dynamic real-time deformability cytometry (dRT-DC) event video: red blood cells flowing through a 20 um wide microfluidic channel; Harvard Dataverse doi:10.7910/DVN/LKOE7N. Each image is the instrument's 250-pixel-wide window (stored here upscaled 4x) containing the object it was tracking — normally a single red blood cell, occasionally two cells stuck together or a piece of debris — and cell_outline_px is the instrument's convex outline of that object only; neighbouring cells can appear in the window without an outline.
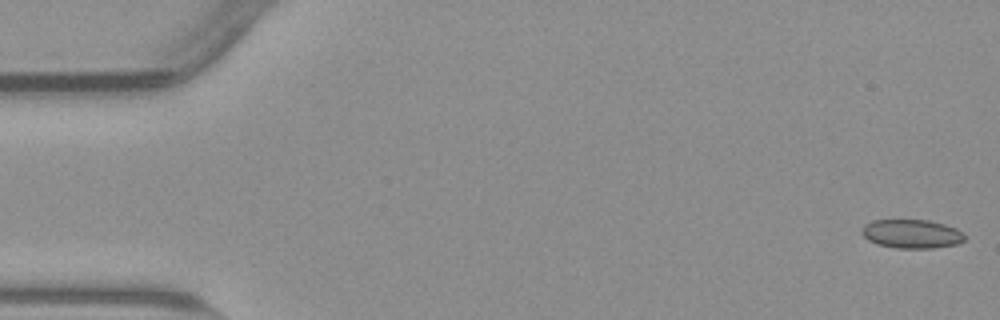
{"species": "common noctule bat (a hibernating species)", "species_latin": "Nyctalus noctula", "temperature_condition": "warm", "stored_images_in_passage": 54, "camera_frame_rate_fps": 3000, "um_per_image_px": 0.085, "animal": {"sex": "male", "body_mass_g": 23.1, "forearm_length_mm": 52.7}, "frame": {"image": 1, "passage_image": 1, "time_ms": 0.0, "image_size_px": [1000, 320], "cell_outline_px": [[964, 240], [956, 244], [932, 248], [896, 248], [876, 244], [868, 240], [860, 232], [864, 224], [872, 220], [928, 220], [944, 224], [956, 228], [964, 236]], "centroid_in_image_um": [77.44, 19.87], "position_along_channel_um": 7.6, "area_um2": 17.22}}
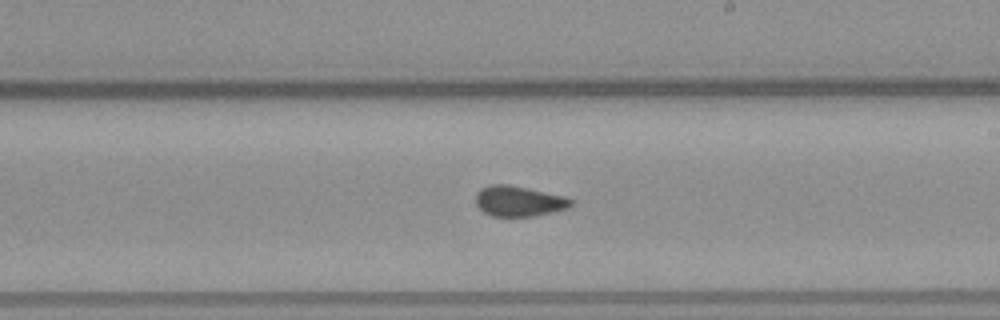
{"frame": {"image": 2, "passage_image": 31, "time_ms": 10.0, "image_size_px": [1000, 320], "cell_outline_px": [[572, 204], [568, 208], [552, 212], [532, 216], [492, 216], [484, 212], [476, 204], [476, 192], [480, 188], [488, 184], [508, 184], [528, 188], [564, 196], [572, 200]], "centroid_in_image_um": [44.06, 17.08], "position_along_channel_um": 244.9, "area_um2": 16.88}}
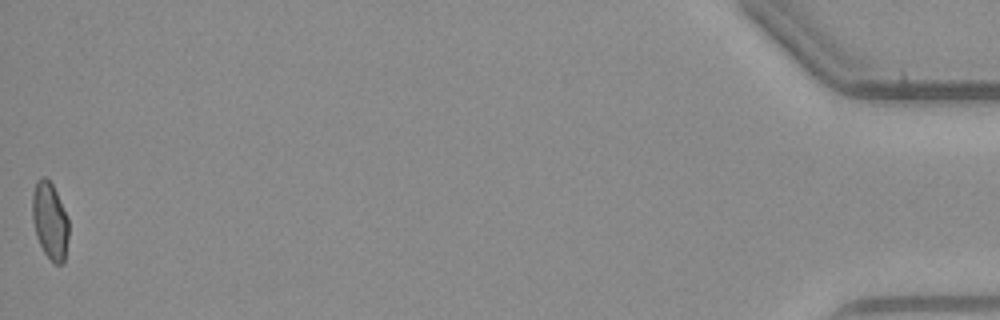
{"frame": {"image": 3, "passage_image": 54, "time_ms": 17.667, "image_size_px": [1000, 320], "cell_outline_px": [[68, 236], [64, 264], [56, 264], [44, 252], [36, 236], [32, 220], [32, 192], [36, 180], [40, 176], [44, 176], [52, 184], [56, 192], [68, 220]], "centroid_in_image_um": [4.22, 18.74], "position_along_channel_um": 431.0, "area_um2": 16.24}, "authors_computed_cell_mechanics": {"area_um2": 17.051, "velocity_mm_per_s": 3.8234, "shape_relaxation_time_tau1_ms": null, "shape_relaxation_time_tau2_ms": 0.9234, "deformation_change_tau1": null, "deformation_change_tau2": 0.0475}}